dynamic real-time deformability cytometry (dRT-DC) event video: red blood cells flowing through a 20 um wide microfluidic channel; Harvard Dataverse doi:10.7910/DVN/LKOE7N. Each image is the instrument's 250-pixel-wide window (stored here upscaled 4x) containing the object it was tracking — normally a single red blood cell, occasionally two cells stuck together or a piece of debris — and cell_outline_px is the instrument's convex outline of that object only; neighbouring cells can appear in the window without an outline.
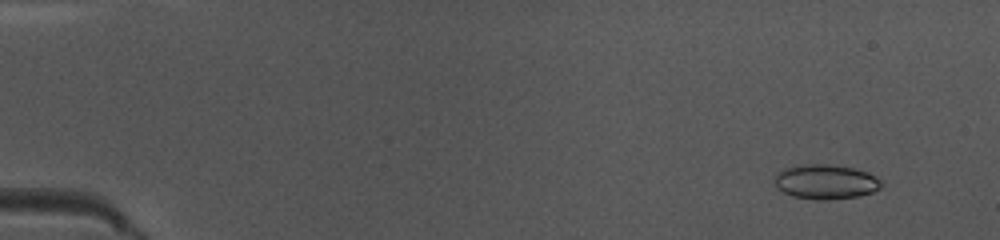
{"species": "common noctule bat (a hibernating species)", "species_latin": "Nyctalus noctula", "temperature_condition": "warm", "stored_images_in_passage": 42, "camera_frame_rate_fps": 3000, "um_per_image_px": 0.085, "animal": {"sex": "female", "body_mass_g": 10.0, "forearm_length_mm": 53.1}, "frame": {"image": 1, "passage_image": 5, "time_ms": 1.333, "image_size_px": [1000, 240], "cell_outline_px": [[884, 184], [880, 188], [872, 192], [860, 196], [828, 200], [816, 200], [792, 196], [784, 192], [776, 184], [776, 176], [784, 168], [804, 164], [828, 164], [852, 168], [868, 172], [876, 176]], "centroid_in_image_um": [70.24, 15.46], "position_along_channel_um": 14.8, "area_um2": 21.44}}
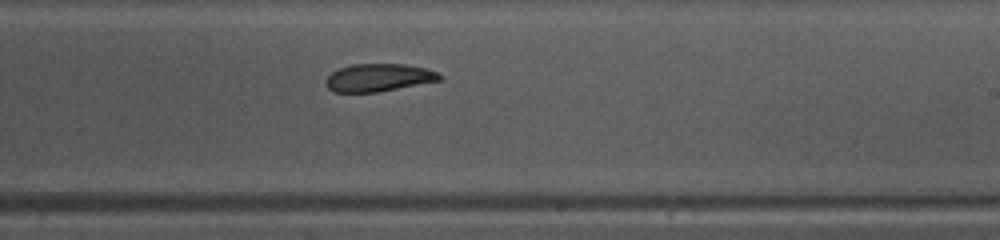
{"frame": {"image": 2, "passage_image": 29, "time_ms": 9.333, "image_size_px": [1000, 240], "cell_outline_px": [[444, 80], [376, 92], [332, 92], [324, 84], [324, 80], [332, 72], [340, 68], [352, 64], [404, 64], [424, 68], [436, 72], [444, 76]], "centroid_in_image_um": [32.18, 6.6], "position_along_channel_um": 256.8, "area_um2": 18.5}}
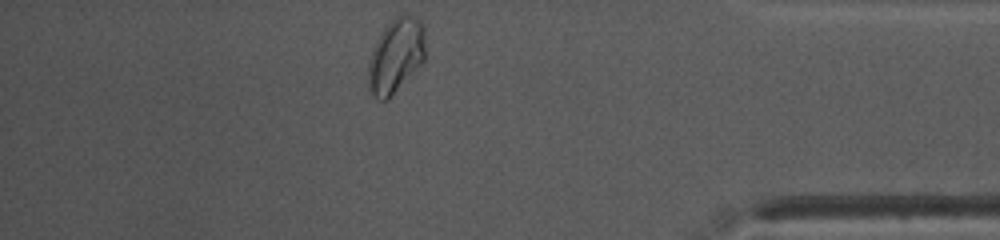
{"frame": {"image": 3, "passage_image": 42, "time_ms": 13.667, "image_size_px": [1000, 240], "cell_outline_px": [[424, 60], [388, 100], [376, 100], [372, 96], [368, 88], [368, 64], [372, 48], [376, 40], [384, 28], [400, 12], [404, 12], [420, 20], [424, 24]], "centroid_in_image_um": [33.62, 4.73], "position_along_channel_um": 401.6, "area_um2": 24.97}, "authors_computed_cell_mechanics": {"area_um2": 19.7676, "velocity_mm_per_s": 4.0039, "shape_relaxation_time_tau1_ms": 5.4165, "shape_relaxation_time_tau2_ms": null, "deformation_change_tau1": 0.1618, "deformation_change_tau2": null}}